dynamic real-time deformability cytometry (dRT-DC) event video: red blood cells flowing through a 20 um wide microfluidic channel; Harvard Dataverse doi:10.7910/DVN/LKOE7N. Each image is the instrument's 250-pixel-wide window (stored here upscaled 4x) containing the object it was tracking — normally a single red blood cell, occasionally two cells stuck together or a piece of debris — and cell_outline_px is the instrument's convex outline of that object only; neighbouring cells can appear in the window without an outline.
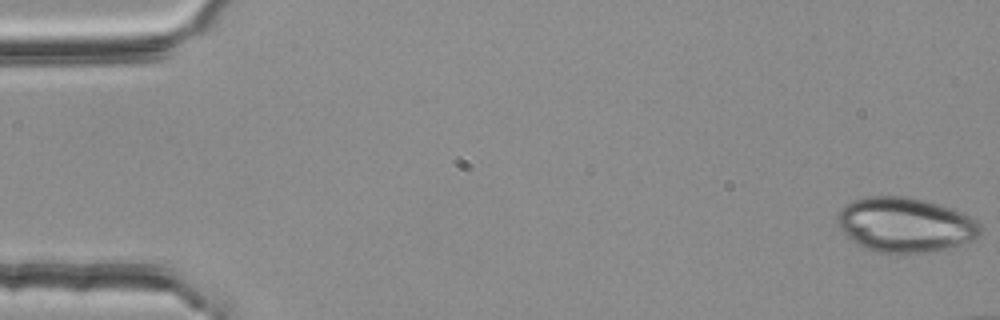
{"species": "common noctule bat (a hibernating species)", "species_latin": "Nyctalus noctula", "temperature_condition": "room temperature", "stored_images_in_passage": 13, "camera_frame_rate_fps": 3000, "um_per_image_px": 0.085, "animal": {"sex": "female", "body_mass_g": 25.1}, "frame": {"image": 1, "passage_image": 1, "time_ms": 0.0, "image_size_px": [1000, 320], "cell_outline_px": [[984, 232], [980, 236], [960, 244], [948, 248], [928, 252], [876, 252], [864, 248], [856, 244], [836, 224], [836, 216], [840, 208], [844, 204], [852, 200], [868, 196], [908, 196], [940, 204], [952, 208], [976, 220], [984, 228]], "centroid_in_image_um": [76.93, 19.09], "position_along_channel_um": 8.1, "area_um2": 45.84}}